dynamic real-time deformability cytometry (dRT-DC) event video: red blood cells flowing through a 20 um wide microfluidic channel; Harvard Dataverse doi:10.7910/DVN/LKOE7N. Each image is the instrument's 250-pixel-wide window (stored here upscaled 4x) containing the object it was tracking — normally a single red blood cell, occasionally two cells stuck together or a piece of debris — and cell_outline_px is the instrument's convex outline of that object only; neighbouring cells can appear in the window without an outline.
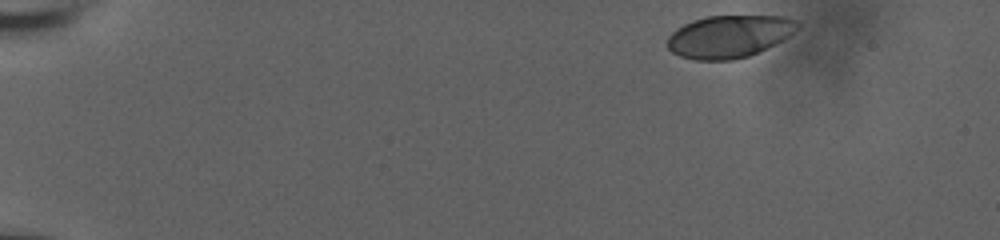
{"species": "human", "species_latin": "Homo sapiens", "temperature_condition": "room temperature", "stored_images_in_passage": 11, "camera_frame_rate_fps": 3000, "um_per_image_px": 0.085, "donor": {"sex": "male"}, "frame": {"image": 1, "passage_image": 1, "time_ms": 0.0, "image_size_px": [1000, 240], "cell_outline_px": [[800, 24], [788, 36], [748, 56], [732, 60], [696, 60], [680, 56], [672, 52], [668, 48], [668, 36], [676, 28], [692, 20], [708, 16], [784, 16], [800, 20]], "centroid_in_image_um": [61.95, 3.08], "position_along_channel_um": 23.1, "area_um2": 31.91}}
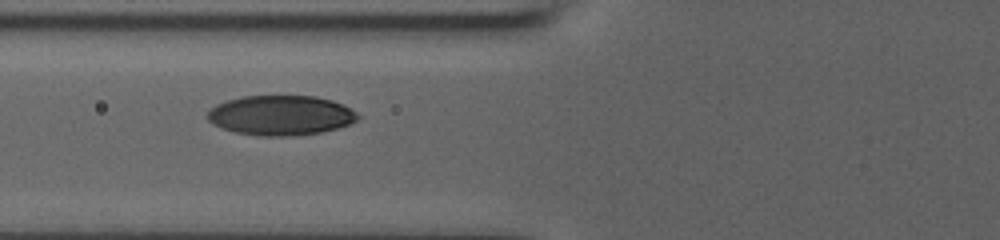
{"frame": {"image": 2, "passage_image": 10, "time_ms": 3.0, "image_size_px": [1000, 240], "cell_outline_px": [[360, 116], [356, 120], [348, 124], [336, 128], [320, 132], [288, 136], [264, 136], [236, 132], [212, 124], [208, 120], [208, 112], [216, 104], [228, 100], [244, 96], [316, 96], [332, 100], [356, 112]], "centroid_in_image_um": [23.85, 9.79], "position_along_channel_um": 102.0, "area_um2": 34.45}}
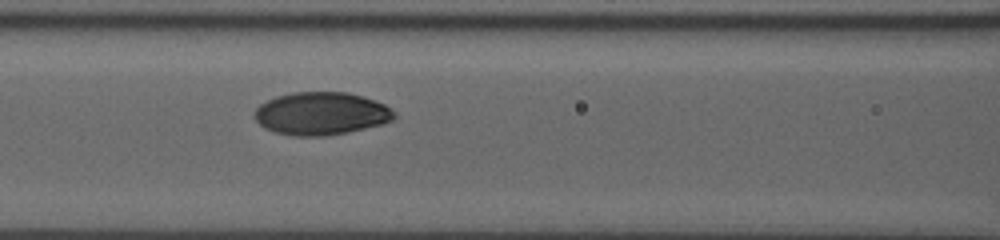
{"frame": {"image": 3, "passage_image": 11, "time_ms": 3.333, "image_size_px": [1000, 240], "cell_outline_px": [[396, 116], [392, 120], [384, 124], [348, 132], [324, 136], [296, 136], [276, 132], [264, 128], [256, 120], [252, 112], [260, 104], [276, 96], [292, 92], [348, 92], [364, 96], [376, 100], [384, 104], [396, 112]], "centroid_in_image_um": [27.32, 9.64], "position_along_channel_um": 139.3, "area_um2": 35.14}}